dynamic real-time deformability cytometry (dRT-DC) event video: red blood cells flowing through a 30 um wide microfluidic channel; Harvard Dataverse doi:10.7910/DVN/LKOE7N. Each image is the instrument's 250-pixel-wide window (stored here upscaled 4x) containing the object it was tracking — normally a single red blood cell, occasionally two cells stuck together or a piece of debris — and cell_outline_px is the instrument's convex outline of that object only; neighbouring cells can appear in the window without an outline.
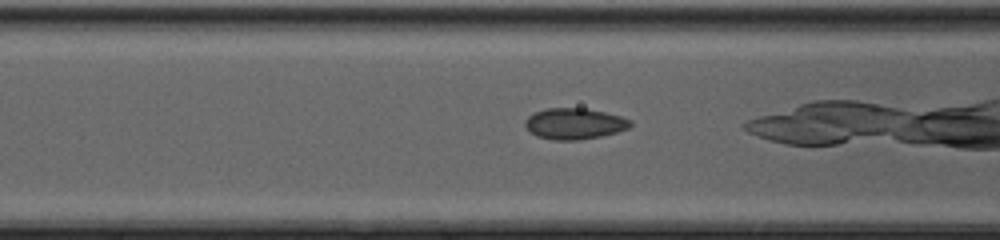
{"species": "common noctule bat (a hibernating species)", "species_latin": "Nyctalus noctula", "temperature_condition": "cold", "stored_images_in_passage": 12, "camera_frame_rate_fps": 3000, "um_per_image_px": 0.085, "animal": {"sex": "female", "body_mass_g": 20.0, "forearm_length_mm": 54.0}, "frame": {"image": 1, "passage_image": 4, "time_ms": 1.0, "image_size_px": [1000, 240], "cell_outline_px": [[632, 124], [628, 128], [616, 132], [600, 136], [580, 140], [552, 140], [536, 136], [528, 132], [524, 124], [524, 120], [528, 116], [544, 108], [584, 108], [604, 112], [620, 116], [632, 120]], "centroid_in_image_um": [48.78, 10.52], "position_along_channel_um": 117.8, "area_um2": 19.19}}
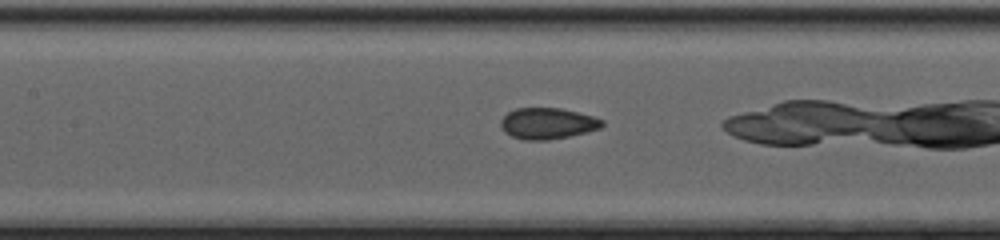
{"frame": {"image": 2, "passage_image": 7, "time_ms": 2.0, "image_size_px": [1000, 240], "cell_outline_px": [[604, 124], [600, 128], [568, 136], [548, 140], [524, 140], [512, 136], [504, 132], [500, 124], [500, 120], [508, 112], [516, 108], [560, 108], [592, 116], [604, 120]], "centroid_in_image_um": [46.51, 10.49], "position_along_channel_um": 160.9, "area_um2": 18.26}}
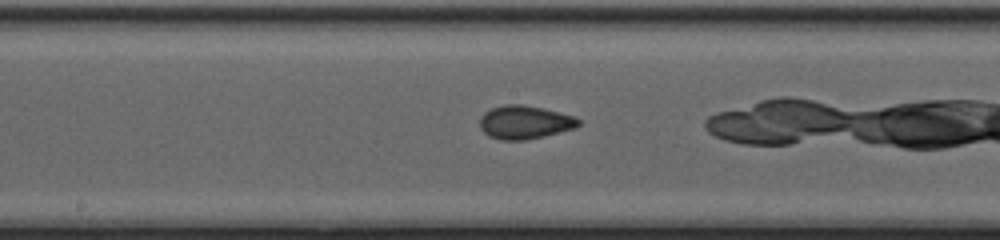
{"frame": {"image": 3, "passage_image": 10, "time_ms": 3.0, "image_size_px": [1000, 240], "cell_outline_px": [[580, 124], [576, 128], [544, 136], [524, 140], [500, 140], [488, 136], [480, 128], [480, 116], [484, 112], [492, 108], [504, 104], [520, 104], [540, 108], [576, 116], [580, 120]], "centroid_in_image_um": [44.59, 10.4], "position_along_channel_um": 203.6, "area_um2": 19.25}}